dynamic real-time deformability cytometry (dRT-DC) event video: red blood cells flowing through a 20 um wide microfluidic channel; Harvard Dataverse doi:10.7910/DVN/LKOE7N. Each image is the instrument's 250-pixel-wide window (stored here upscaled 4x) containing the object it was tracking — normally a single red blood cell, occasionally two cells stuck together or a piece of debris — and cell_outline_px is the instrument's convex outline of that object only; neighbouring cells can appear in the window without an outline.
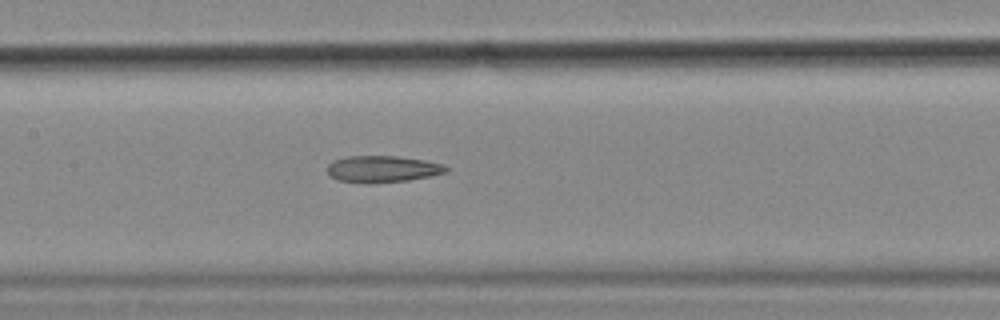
{"species": "common noctule bat (a hibernating species)", "species_latin": "Nyctalus noctula", "temperature_condition": "cold", "stored_images_in_passage": 43, "camera_frame_rate_fps": 3000, "um_per_image_px": 0.085, "animal": {"sex": "female", "body_mass_g": 18.4}, "frame": {"image": 1, "passage_image": 13, "time_ms": 4.0, "image_size_px": [1000, 320], "cell_outline_px": [[448, 172], [432, 176], [408, 180], [368, 184], [336, 180], [328, 172], [328, 164], [332, 160], [348, 156], [396, 156], [424, 160], [444, 164], [448, 168]], "centroid_in_image_um": [32.52, 14.37], "position_along_channel_um": 174.9, "area_um2": 18.61}, "authors_computed_cell_mechanics": {"area_um2": 19.4208, "velocity_mm_per_s": 3.5654, "shape_relaxation_time_tau1_ms": null, "shape_relaxation_time_tau2_ms": 9.7754, "deformation_change_tau1": null, "deformation_change_tau2": 0.2652}}